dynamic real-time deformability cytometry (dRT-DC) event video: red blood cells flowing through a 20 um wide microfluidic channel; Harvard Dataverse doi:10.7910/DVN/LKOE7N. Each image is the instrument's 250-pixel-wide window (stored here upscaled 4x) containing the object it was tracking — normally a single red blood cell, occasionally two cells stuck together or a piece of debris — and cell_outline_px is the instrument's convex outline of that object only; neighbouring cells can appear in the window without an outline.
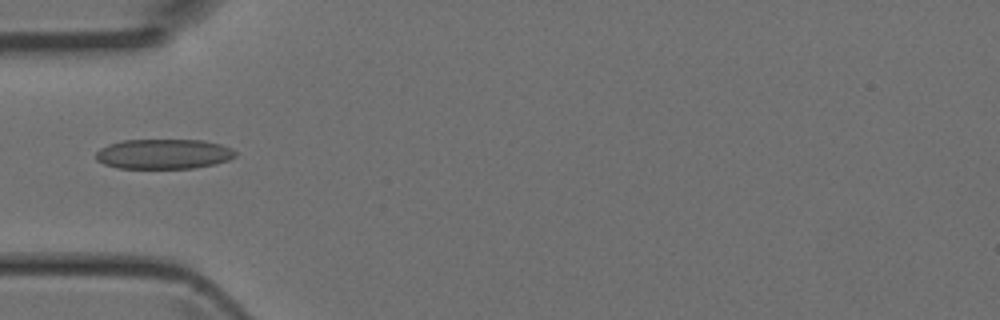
{"species": "Egyptian fruit bat (a non-hibernating species)", "species_latin": "Rousettus aegyptiacus", "temperature_condition": "room temperature", "stored_images_in_passage": 2, "camera_frame_rate_fps": 3000, "um_per_image_px": 0.085, "animal": {"sex": "female"}, "frame": {"image": 1, "passage_image": 1, "time_ms": 0.0, "image_size_px": [1000, 320], "cell_outline_px": [[236, 156], [228, 160], [216, 164], [192, 168], [116, 168], [104, 164], [96, 160], [96, 152], [100, 148], [108, 144], [124, 140], [204, 140], [220, 144], [232, 148], [236, 152]], "centroid_in_image_um": [13.91, 13.09], "position_along_channel_um": 71.1, "area_um2": 24.45}}
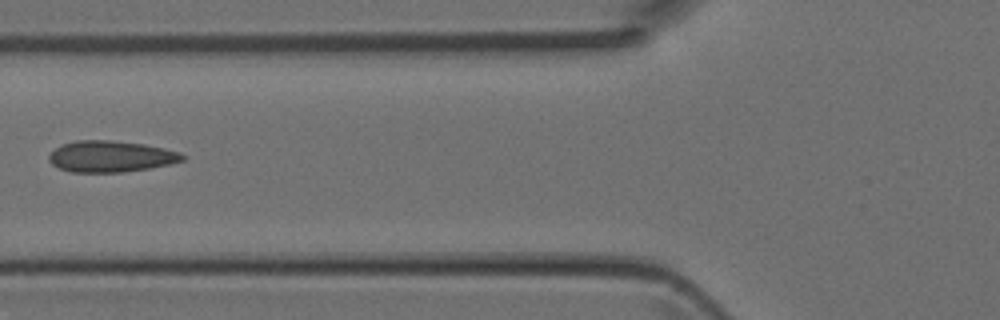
{"frame": {"image": 2, "passage_image": 2, "time_ms": 0.333, "image_size_px": [1000, 320], "cell_outline_px": [[188, 156], [184, 160], [152, 168], [120, 172], [72, 172], [60, 168], [52, 164], [48, 160], [48, 156], [56, 148], [64, 144], [76, 140], [108, 140], [144, 144], [164, 148], [180, 152]], "centroid_in_image_um": [9.45, 13.3], "position_along_channel_um": 116.4, "area_um2": 24.28}}